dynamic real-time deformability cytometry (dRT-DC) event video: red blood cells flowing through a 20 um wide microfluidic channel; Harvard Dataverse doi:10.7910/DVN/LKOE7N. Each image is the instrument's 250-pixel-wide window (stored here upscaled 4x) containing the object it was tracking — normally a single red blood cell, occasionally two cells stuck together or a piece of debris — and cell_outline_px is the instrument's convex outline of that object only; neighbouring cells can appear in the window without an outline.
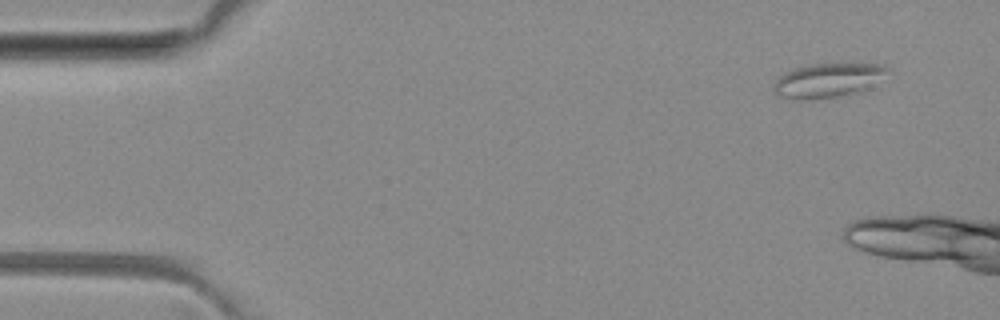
{"species": "common noctule bat (a hibernating species)", "species_latin": "Nyctalus noctula", "temperature_condition": "room temperature", "stored_images_in_passage": 3, "camera_frame_rate_fps": 3000, "um_per_image_px": 0.085, "animal": {"sex": "female", "body_mass_g": 29.2, "forearm_length_mm": 56.3}, "frame": {"image": 1, "passage_image": 1, "time_ms": 0.0, "image_size_px": [1000, 320], "cell_outline_px": [[892, 68], [860, 88], [852, 92], [836, 96], [808, 100], [800, 100], [780, 96], [772, 88], [772, 84], [784, 72], [792, 68], [808, 64], [884, 64]], "centroid_in_image_um": [70.2, 6.8], "position_along_channel_um": 14.8, "area_um2": 21.79}}